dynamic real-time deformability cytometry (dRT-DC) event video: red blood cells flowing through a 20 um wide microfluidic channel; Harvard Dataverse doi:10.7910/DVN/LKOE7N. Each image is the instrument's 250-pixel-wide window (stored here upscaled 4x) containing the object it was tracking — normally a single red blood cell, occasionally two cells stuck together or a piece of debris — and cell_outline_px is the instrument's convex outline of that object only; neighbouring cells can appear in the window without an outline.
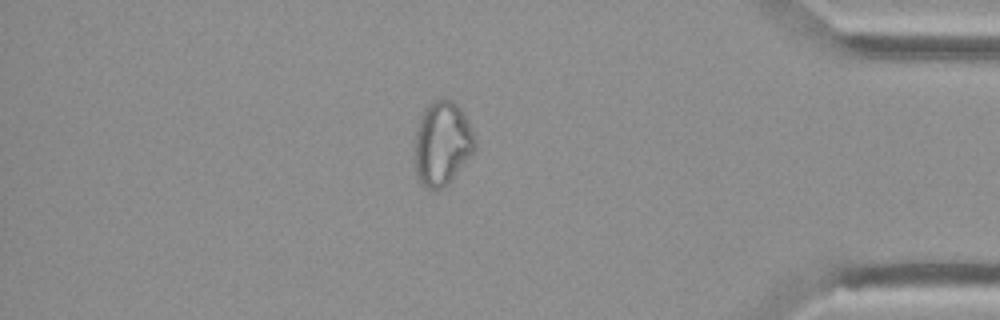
{"species": "Egyptian fruit bat (a non-hibernating species)", "species_latin": "Rousettus aegyptiacus", "temperature_condition": "cold", "stored_images_in_passage": 47, "camera_frame_rate_fps": 3000, "um_per_image_px": 0.085, "animal": {"sex": "female"}, "frame": {"image": 1, "passage_image": 40, "time_ms": 13.0, "image_size_px": [1000, 320], "cell_outline_px": [[476, 148], [452, 176], [436, 192], [432, 192], [416, 176], [416, 132], [420, 116], [424, 108], [432, 100], [440, 96], [444, 96], [452, 100], [460, 108], [476, 140]], "centroid_in_image_um": [37.56, 12.11], "position_along_channel_um": 397.6, "area_um2": 28.9}, "authors_computed_cell_mechanics": {"area_um2": 28.9, "velocity_mm_per_s": 3.7803, "shape_relaxation_time_tau1_ms": null, "shape_relaxation_time_tau2_ms": 3.3857, "deformation_change_tau1": null, "deformation_change_tau2": 0.1166}}